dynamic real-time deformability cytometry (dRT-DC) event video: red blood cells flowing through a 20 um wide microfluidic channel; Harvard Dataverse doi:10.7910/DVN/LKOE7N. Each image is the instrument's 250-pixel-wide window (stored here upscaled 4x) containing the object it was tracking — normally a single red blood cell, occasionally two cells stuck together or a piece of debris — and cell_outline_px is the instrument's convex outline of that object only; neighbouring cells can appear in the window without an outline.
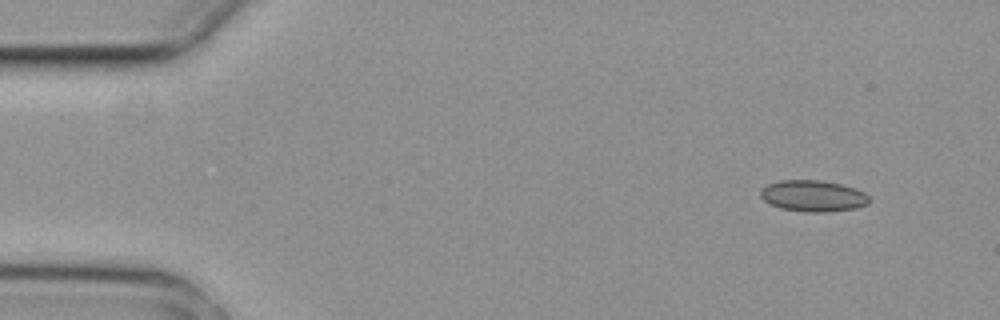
{"species": "common noctule bat (a hibernating species)", "species_latin": "Nyctalus noctula", "temperature_condition": "cold", "stored_images_in_passage": 4, "camera_frame_rate_fps": 3000, "um_per_image_px": 0.085, "animal": {"sex": "female", "body_mass_g": 29.2, "forearm_length_mm": 56.3}, "frame": {"image": 1, "passage_image": 1, "time_ms": 0.0, "image_size_px": [1000, 320], "cell_outline_px": [[872, 200], [868, 204], [856, 208], [828, 212], [804, 212], [780, 208], [764, 200], [760, 196], [760, 192], [768, 184], [780, 180], [820, 180], [840, 184], [856, 188], [864, 192]], "centroid_in_image_um": [69.15, 16.66], "position_along_channel_um": 15.8, "area_um2": 19.88}}
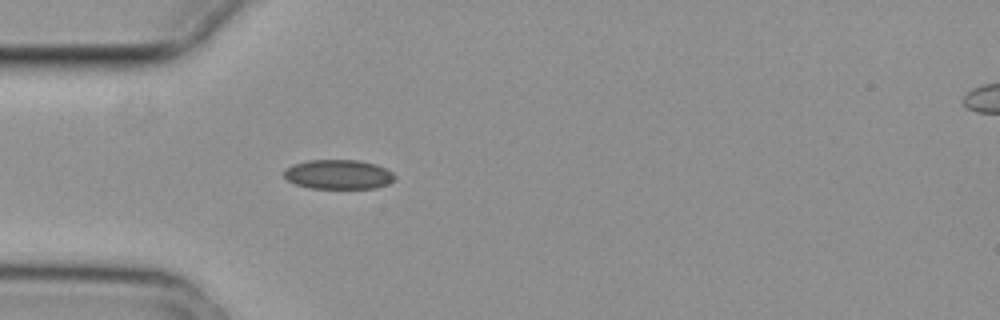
{"frame": {"image": 2, "passage_image": 4, "time_ms": 1.0, "image_size_px": [1000, 320], "cell_outline_px": [[396, 176], [388, 184], [376, 188], [312, 188], [296, 184], [288, 180], [284, 176], [284, 168], [292, 164], [308, 160], [356, 160], [376, 164], [392, 172]], "centroid_in_image_um": [28.74, 14.82], "position_along_channel_um": 56.3, "area_um2": 18.96}}